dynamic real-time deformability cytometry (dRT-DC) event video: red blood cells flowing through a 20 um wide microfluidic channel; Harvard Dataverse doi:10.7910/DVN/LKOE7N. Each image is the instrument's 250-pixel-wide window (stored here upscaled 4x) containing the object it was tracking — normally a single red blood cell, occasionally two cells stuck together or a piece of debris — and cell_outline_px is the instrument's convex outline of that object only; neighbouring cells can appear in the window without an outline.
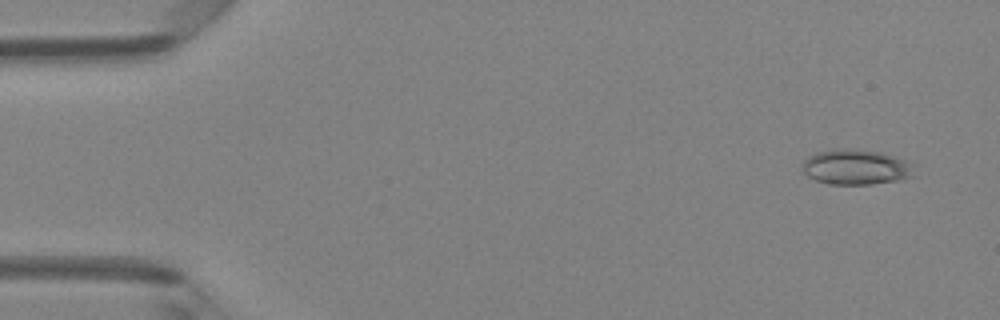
{"species": "Egyptian fruit bat (a non-hibernating species)", "species_latin": "Rousettus aegyptiacus", "temperature_condition": "room temperature", "stored_images_in_passage": 17, "camera_frame_rate_fps": 3000, "um_per_image_px": 0.085, "animal": {"sex": "female"}, "frame": {"image": 1, "passage_image": 3, "time_ms": 0.667, "image_size_px": [1000, 320], "cell_outline_px": [[916, 176], [900, 180], [872, 184], [828, 184], [816, 180], [808, 176], [804, 172], [804, 160], [808, 156], [816, 152], [880, 152], [904, 160], [912, 164]], "centroid_in_image_um": [72.82, 14.27], "position_along_channel_um": 12.2, "area_um2": 21.91}}
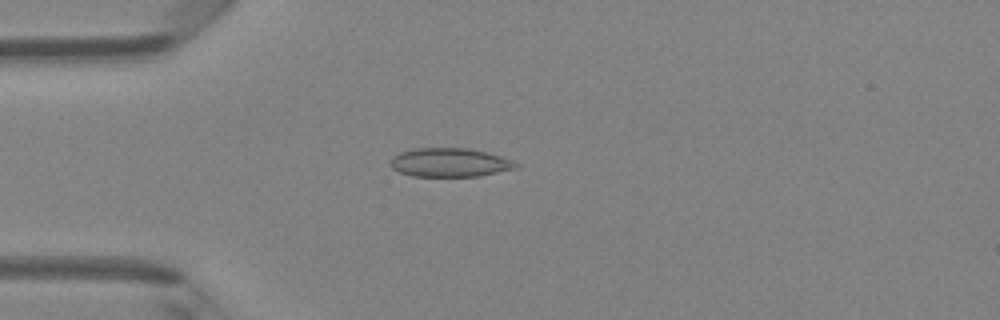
{"frame": {"image": 2, "passage_image": 13, "time_ms": 4.0, "image_size_px": [1000, 320], "cell_outline_px": [[520, 164], [516, 168], [480, 176], [412, 176], [400, 172], [392, 168], [388, 164], [392, 156], [400, 152], [416, 148], [468, 148], [500, 156], [512, 160]], "centroid_in_image_um": [38.2, 13.81], "position_along_channel_um": 46.8, "area_um2": 21.04}}
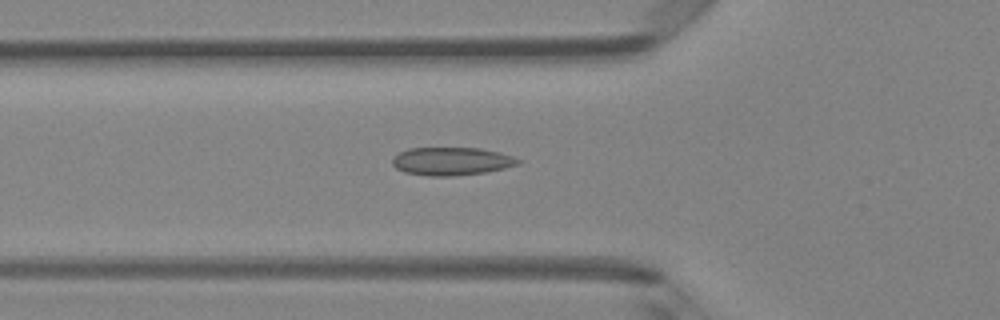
{"frame": {"image": 3, "passage_image": 17, "time_ms": 5.333, "image_size_px": [1000, 320], "cell_outline_px": [[520, 164], [504, 168], [484, 172], [452, 176], [428, 176], [404, 172], [396, 168], [392, 164], [392, 156], [408, 148], [480, 148], [500, 152], [512, 156], [520, 160]], "centroid_in_image_um": [38.35, 13.7], "position_along_channel_um": 87.5, "area_um2": 20.58}}